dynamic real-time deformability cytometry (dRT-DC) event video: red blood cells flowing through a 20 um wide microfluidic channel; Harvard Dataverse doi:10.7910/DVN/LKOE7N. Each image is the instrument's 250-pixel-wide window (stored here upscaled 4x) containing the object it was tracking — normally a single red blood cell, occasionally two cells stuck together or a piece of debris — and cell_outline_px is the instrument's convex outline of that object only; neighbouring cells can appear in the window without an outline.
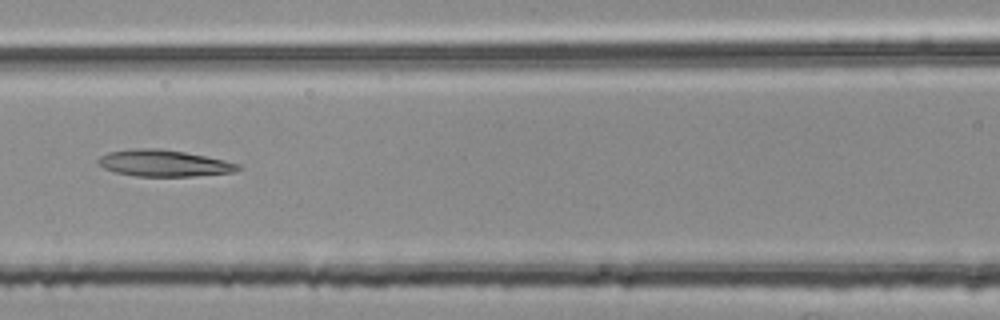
{"species": "common noctule bat (a hibernating species)", "species_latin": "Nyctalus noctula", "temperature_condition": "room temperature", "stored_images_in_passage": 55, "segment_of_instrument_passage": [1, 2], "camera_frame_rate_fps": 3000, "um_per_image_px": 0.085, "animal": {"sex": "female", "body_mass_g": 25.1}, "frame": {"image": 1, "passage_image": 24, "time_ms": 7.667, "image_size_px": [1000, 320], "cell_outline_px": [[240, 168], [232, 172], [192, 176], [136, 176], [116, 172], [104, 168], [96, 160], [100, 156], [108, 152], [132, 148], [160, 148], [184, 152], [224, 160], [240, 164]], "centroid_in_image_um": [13.89, 13.86], "position_along_channel_um": 152.7, "area_um2": 21.44}}
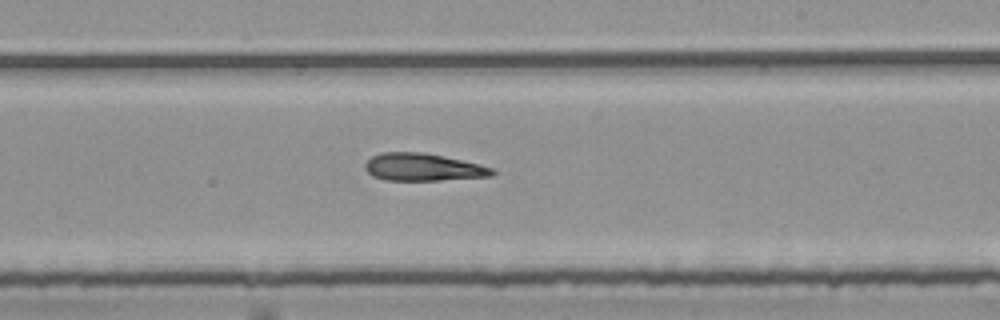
{"frame": {"image": 2, "passage_image": 32, "time_ms": 10.333, "image_size_px": [1000, 320], "cell_outline_px": [[496, 172], [492, 176], [440, 180], [384, 180], [372, 176], [364, 168], [364, 164], [372, 156], [380, 152], [424, 152], [444, 156], [492, 168]], "centroid_in_image_um": [35.9, 14.21], "position_along_channel_um": 253.1, "area_um2": 20.29}}
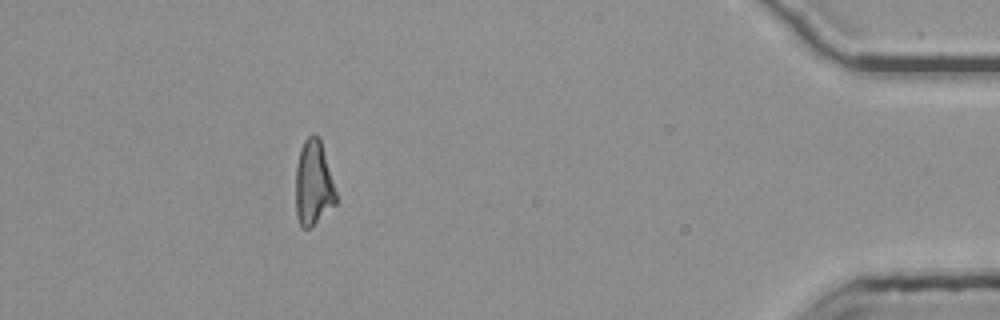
{"frame": {"image": 3, "passage_image": 49, "time_ms": 16.0, "image_size_px": [1000, 320], "cell_outline_px": [[336, 204], [312, 228], [300, 228], [296, 216], [296, 164], [300, 148], [304, 140], [312, 132], [320, 140], [336, 192]], "centroid_in_image_um": [26.62, 15.63], "position_along_channel_um": 408.6, "area_um2": 20.06}}